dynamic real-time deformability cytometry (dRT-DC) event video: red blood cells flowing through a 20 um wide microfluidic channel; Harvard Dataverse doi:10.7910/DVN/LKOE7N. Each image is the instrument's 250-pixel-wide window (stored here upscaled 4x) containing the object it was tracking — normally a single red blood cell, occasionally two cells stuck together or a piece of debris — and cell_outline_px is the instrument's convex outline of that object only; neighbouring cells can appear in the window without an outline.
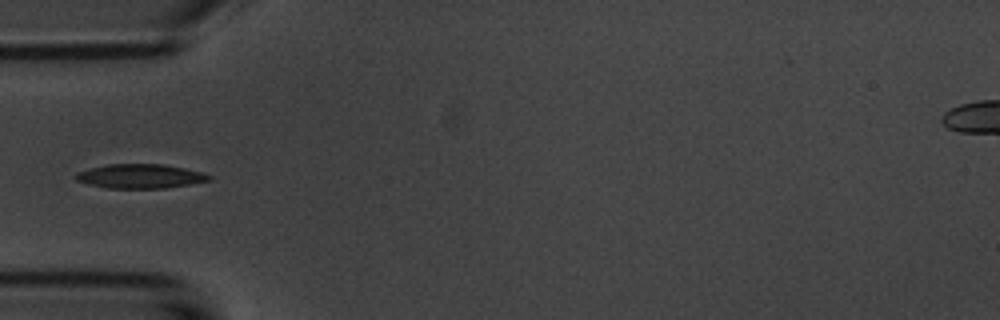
{"species": "common noctule bat (a hibernating species)", "species_latin": "Nyctalus noctula", "temperature_condition": "room temperature", "stored_images_in_passage": 6, "camera_frame_rate_fps": 3000, "um_per_image_px": 0.085, "animal": {"sex": "male", "body_mass_g": 20.1, "forearm_length_mm": 53.5}, "frame": {"image": 1, "passage_image": 6, "time_ms": 6.667, "image_size_px": [1000, 320], "cell_outline_px": [[212, 176], [208, 180], [168, 188], [108, 188], [88, 184], [76, 180], [72, 176], [76, 172], [88, 168], [108, 164], [164, 164], [184, 168], [200, 172]], "centroid_in_image_um": [11.83, 14.97], "position_along_channel_um": 73.2, "area_um2": 18.79}}